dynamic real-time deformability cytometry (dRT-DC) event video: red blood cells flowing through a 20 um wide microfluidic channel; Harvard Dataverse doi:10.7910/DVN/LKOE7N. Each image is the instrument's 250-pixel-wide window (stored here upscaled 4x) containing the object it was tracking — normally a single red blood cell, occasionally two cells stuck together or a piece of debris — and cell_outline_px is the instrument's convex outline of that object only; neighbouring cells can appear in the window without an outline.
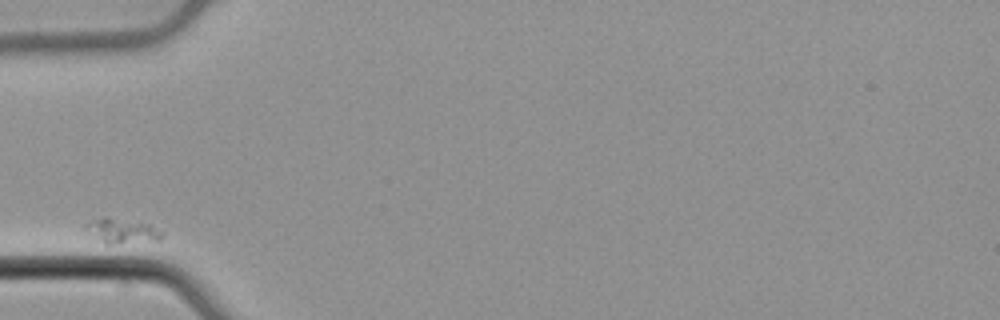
{"species": "common noctule bat (a hibernating species)", "species_latin": "Nyctalus noctula", "temperature_condition": "cold", "stored_images_in_passage": 30, "camera_frame_rate_fps": 3000, "um_per_image_px": 0.085, "animal": {"sex": "male", "body_mass_g": 21.5, "forearm_length_mm": 52.0}, "frame": {"image": 1, "passage_image": 1, "time_ms": 0.0, "image_size_px": [1000, 320], "cell_outline_px": [[164, 236], [160, 240], [112, 244], [104, 244], [84, 228], [84, 224], [104, 216], [108, 216], [148, 224], [164, 232]], "centroid_in_image_um": [10.38, 19.63], "position_along_channel_um": 74.6, "area_um2": 11.04}}
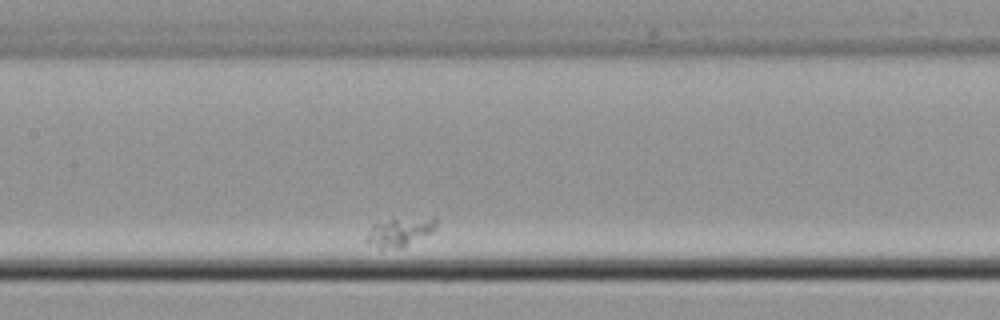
{"frame": {"image": 2, "passage_image": 11, "time_ms": 3.333, "image_size_px": [1000, 320], "cell_outline_px": [[436, 228], [432, 232], [400, 248], [380, 248], [368, 244], [364, 240], [372, 224], [392, 220], [432, 216], [436, 216]], "centroid_in_image_um": [33.98, 19.71], "position_along_channel_um": 173.4, "area_um2": 11.56}}
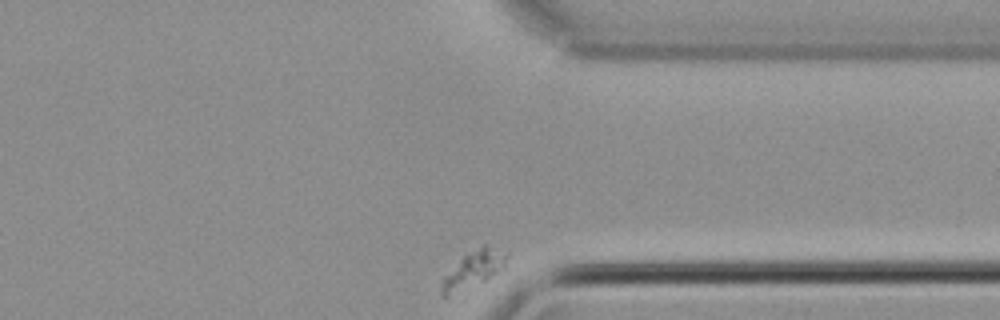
{"frame": {"image": 3, "passage_image": 30, "time_ms": 9.667, "image_size_px": [1000, 320], "cell_outline_px": [[508, 256], [504, 268], [484, 280], [448, 296], [444, 296], [440, 292], [440, 288], [444, 276], [464, 256], [484, 244], [508, 252]], "centroid_in_image_um": [40.27, 22.87], "position_along_channel_um": 371.1, "area_um2": 13.41}}